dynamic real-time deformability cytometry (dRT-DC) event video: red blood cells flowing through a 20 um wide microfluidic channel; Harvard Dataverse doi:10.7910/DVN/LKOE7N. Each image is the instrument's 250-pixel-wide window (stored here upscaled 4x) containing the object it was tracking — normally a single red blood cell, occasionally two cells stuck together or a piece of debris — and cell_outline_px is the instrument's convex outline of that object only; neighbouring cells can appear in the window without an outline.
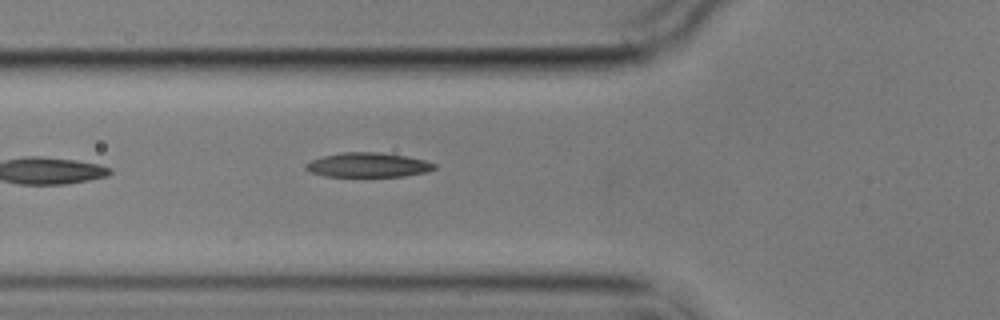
{"species": "common noctule bat (a hibernating species)", "species_latin": "Nyctalus noctula", "temperature_condition": "cold", "stored_images_in_passage": 5, "camera_frame_rate_fps": 3000, "um_per_image_px": 0.085, "animal": {"sex": "male", "body_mass_g": 17.9}, "frame": {"image": 1, "passage_image": 5, "time_ms": 4.667, "image_size_px": [1000, 320], "cell_outline_px": [[436, 168], [428, 172], [404, 176], [324, 176], [312, 172], [304, 168], [304, 164], [312, 160], [324, 156], [344, 152], [380, 152], [408, 156], [424, 160], [436, 164]], "centroid_in_image_um": [31.31, 14.02], "position_along_channel_um": 94.5, "area_um2": 18.32}}